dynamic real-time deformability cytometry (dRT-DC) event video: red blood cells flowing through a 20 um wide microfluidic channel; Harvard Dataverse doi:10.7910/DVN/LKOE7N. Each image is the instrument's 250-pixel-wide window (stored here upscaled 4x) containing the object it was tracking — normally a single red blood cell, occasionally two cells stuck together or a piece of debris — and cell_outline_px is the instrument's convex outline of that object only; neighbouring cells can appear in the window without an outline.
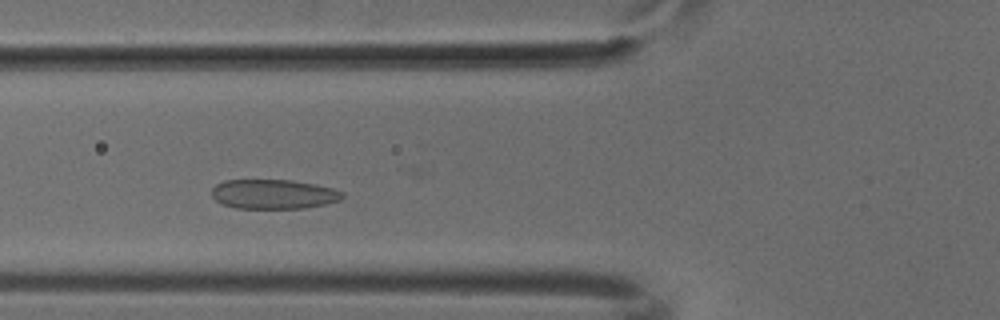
{"species": "common noctule bat (a hibernating species)", "species_latin": "Nyctalus noctula", "temperature_condition": "cold", "stored_images_in_passage": 37, "camera_frame_rate_fps": 3000, "um_per_image_px": 0.085, "animal": {"sex": "male", "body_mass_g": 18.8}, "frame": {"image": 1, "passage_image": 5, "time_ms": 1.333, "image_size_px": [1000, 320], "cell_outline_px": [[344, 196], [340, 200], [324, 204], [304, 208], [236, 208], [224, 204], [216, 200], [212, 196], [212, 188], [216, 184], [224, 180], [292, 180], [332, 188], [344, 192]], "centroid_in_image_um": [23.24, 16.5], "position_along_channel_um": 102.6, "area_um2": 22.31}}
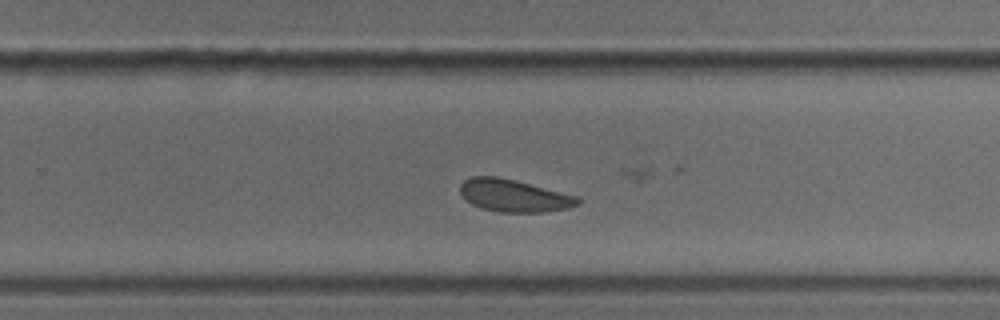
{"frame": {"image": 2, "passage_image": 19, "time_ms": 6.0, "image_size_px": [1000, 320], "cell_outline_px": [[584, 200], [568, 208], [544, 212], [500, 212], [480, 208], [472, 204], [460, 192], [460, 184], [464, 180], [472, 176], [496, 176], [516, 180], [580, 196]], "centroid_in_image_um": [43.72, 16.62], "position_along_channel_um": 286.1, "area_um2": 22.37}}
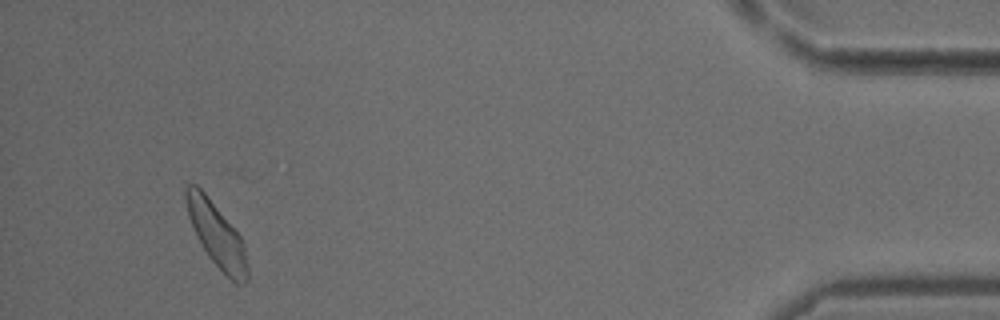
{"frame": {"image": 3, "passage_image": 34, "time_ms": 11.0, "image_size_px": [1000, 320], "cell_outline_px": [[248, 280], [244, 284], [240, 284], [232, 280], [208, 256], [196, 236], [192, 228], [188, 216], [184, 196], [184, 188], [188, 184], [196, 184], [204, 192], [240, 236], [244, 244], [248, 268]], "centroid_in_image_um": [18.39, 19.94], "position_along_channel_um": 416.8, "area_um2": 22.66}}